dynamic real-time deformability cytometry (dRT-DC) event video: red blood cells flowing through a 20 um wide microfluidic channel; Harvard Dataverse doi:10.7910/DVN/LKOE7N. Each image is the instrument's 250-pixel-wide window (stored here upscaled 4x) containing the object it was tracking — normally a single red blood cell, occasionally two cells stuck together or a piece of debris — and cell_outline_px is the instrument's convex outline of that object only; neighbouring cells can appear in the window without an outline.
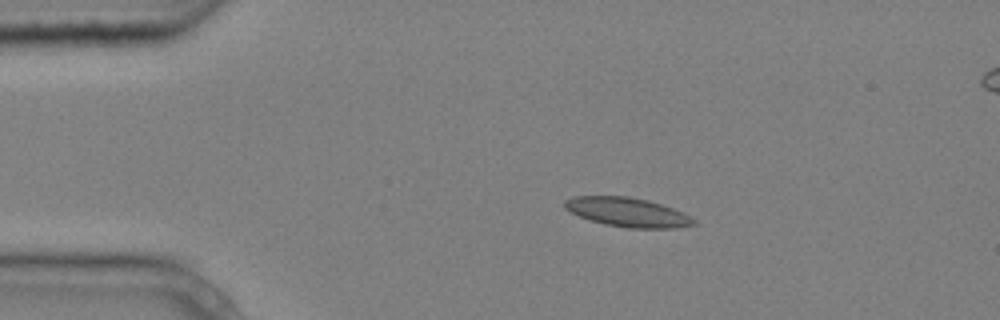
{"species": "common noctule bat (a hibernating species)", "species_latin": "Nyctalus noctula", "temperature_condition": "cold", "stored_images_in_passage": 4, "camera_frame_rate_fps": 3000, "um_per_image_px": 0.085, "animal": {"sex": "male", "body_mass_g": 20.4}, "frame": {"image": 1, "passage_image": 2, "time_ms": 0.333, "image_size_px": [1000, 320], "cell_outline_px": [[700, 224], [676, 228], [628, 228], [604, 224], [568, 212], [564, 208], [564, 200], [572, 196], [628, 196], [648, 200], [684, 212], [696, 220]], "centroid_in_image_um": [53.36, 18.04], "position_along_channel_um": 31.6, "area_um2": 22.14}}